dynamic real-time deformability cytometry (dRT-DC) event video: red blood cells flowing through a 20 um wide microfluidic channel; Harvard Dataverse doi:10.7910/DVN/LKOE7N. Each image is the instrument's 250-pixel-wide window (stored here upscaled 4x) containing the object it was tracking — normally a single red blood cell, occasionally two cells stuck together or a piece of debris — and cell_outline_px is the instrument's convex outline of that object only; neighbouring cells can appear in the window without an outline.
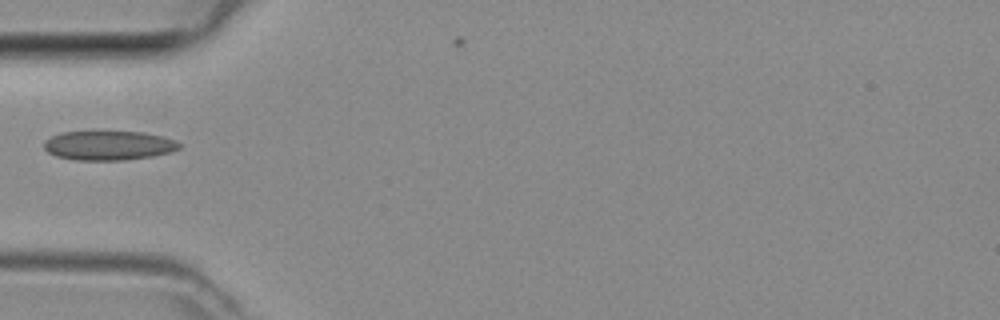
{"species": "common noctule bat (a hibernating species)", "species_latin": "Nyctalus noctula", "temperature_condition": "room temperature", "stored_images_in_passage": 5, "camera_frame_rate_fps": 3000, "um_per_image_px": 0.085, "animal": {"sex": "female", "body_mass_g": 29.2, "forearm_length_mm": 56.3}, "frame": {"image": 1, "passage_image": 5, "time_ms": 1.333, "image_size_px": [1000, 320], "cell_outline_px": [[180, 148], [168, 152], [152, 156], [124, 160], [72, 160], [56, 156], [48, 152], [44, 148], [44, 140], [52, 136], [64, 132], [144, 132], [164, 136], [176, 140], [180, 144]], "centroid_in_image_um": [9.23, 12.37], "position_along_channel_um": 75.8, "area_um2": 23.06}}